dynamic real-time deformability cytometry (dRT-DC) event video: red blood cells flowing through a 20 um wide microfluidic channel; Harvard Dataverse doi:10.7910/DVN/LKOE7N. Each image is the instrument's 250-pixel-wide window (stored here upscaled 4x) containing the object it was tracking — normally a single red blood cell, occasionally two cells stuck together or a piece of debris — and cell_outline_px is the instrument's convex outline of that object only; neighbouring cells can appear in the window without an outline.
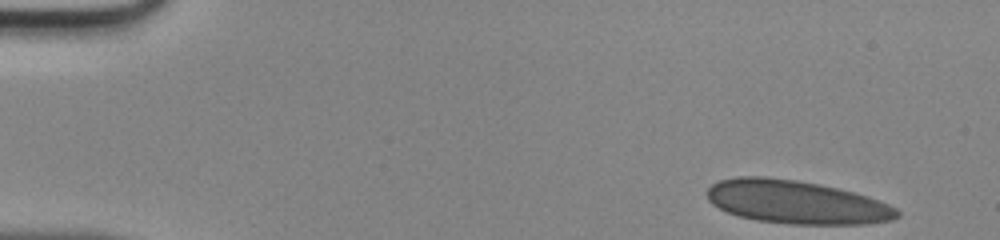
{"species": "human", "species_latin": "Homo sapiens", "temperature_condition": "room temperature", "stored_images_in_passage": 45, "camera_frame_rate_fps": 3000, "um_per_image_px": 0.085, "donor": {"sex": "male"}, "frame": {"image": 1, "passage_image": 1, "time_ms": 0.0, "image_size_px": [1000, 240], "cell_outline_px": [[900, 216], [892, 220], [864, 224], [792, 224], [756, 220], [740, 216], [728, 212], [712, 204], [708, 200], [708, 188], [712, 184], [720, 180], [736, 176], [764, 176], [796, 180], [836, 188], [852, 192], [888, 204], [896, 208], [900, 212]], "centroid_in_image_um": [67.67, 17.18], "position_along_channel_um": 17.3, "area_um2": 47.57}}
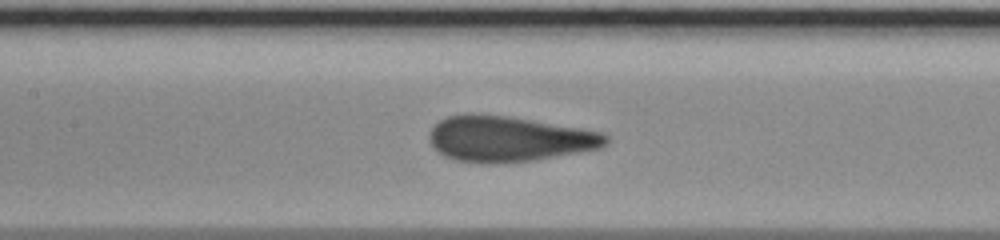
{"frame": {"image": 2, "passage_image": 20, "time_ms": 6.333, "image_size_px": [1000, 240], "cell_outline_px": [[608, 144], [604, 148], [536, 160], [500, 164], [484, 164], [456, 160], [444, 156], [432, 148], [428, 140], [428, 136], [432, 128], [440, 120], [448, 116], [472, 112], [508, 116], [604, 132], [608, 136]], "centroid_in_image_um": [43.25, 11.81], "position_along_channel_um": 164.2, "area_um2": 47.69}}
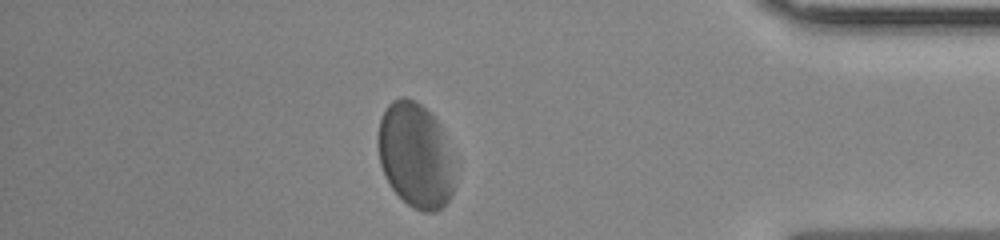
{"frame": {"image": 3, "passage_image": 39, "time_ms": 12.667, "image_size_px": [1000, 240], "cell_outline_px": [[456, 160], [452, 196], [436, 212], [424, 212], [412, 208], [392, 188], [384, 176], [380, 164], [376, 144], [380, 120], [388, 104], [392, 100], [400, 96], [404, 96], [416, 100], [440, 124]], "centroid_in_image_um": [35.33, 13.2], "position_along_channel_um": 399.9, "area_um2": 47.8}}